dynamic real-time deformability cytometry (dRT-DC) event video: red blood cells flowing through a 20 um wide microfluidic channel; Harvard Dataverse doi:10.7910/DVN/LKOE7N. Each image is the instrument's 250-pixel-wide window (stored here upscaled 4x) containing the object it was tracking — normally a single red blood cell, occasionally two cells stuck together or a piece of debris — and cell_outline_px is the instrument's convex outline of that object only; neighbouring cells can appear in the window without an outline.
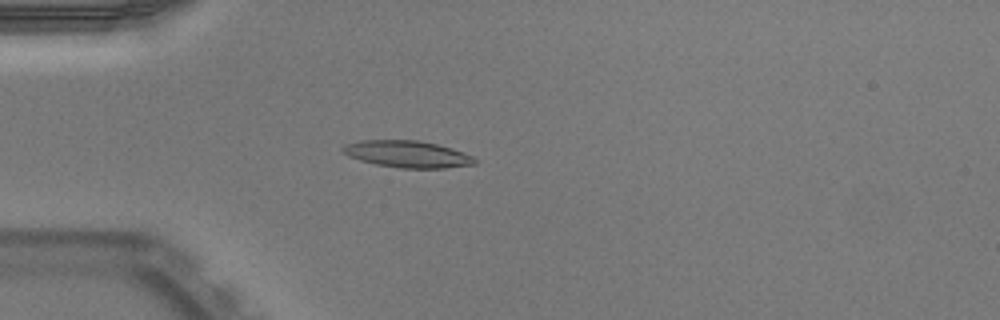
{"species": "Egyptian fruit bat (a non-hibernating species)", "species_latin": "Rousettus aegyptiacus", "temperature_condition": "warm", "stored_images_in_passage": 51, "camera_frame_rate_fps": 3000, "um_per_image_px": 0.085, "animal": {"sex": "male"}, "frame": {"image": 1, "passage_image": 14, "time_ms": 4.333, "image_size_px": [1000, 320], "cell_outline_px": [[476, 164], [444, 168], [400, 168], [376, 164], [360, 160], [348, 156], [340, 152], [340, 148], [344, 144], [360, 140], [416, 140], [436, 144], [452, 148], [472, 156], [476, 160]], "centroid_in_image_um": [34.57, 13.09], "position_along_channel_um": 50.4, "area_um2": 20.69}}
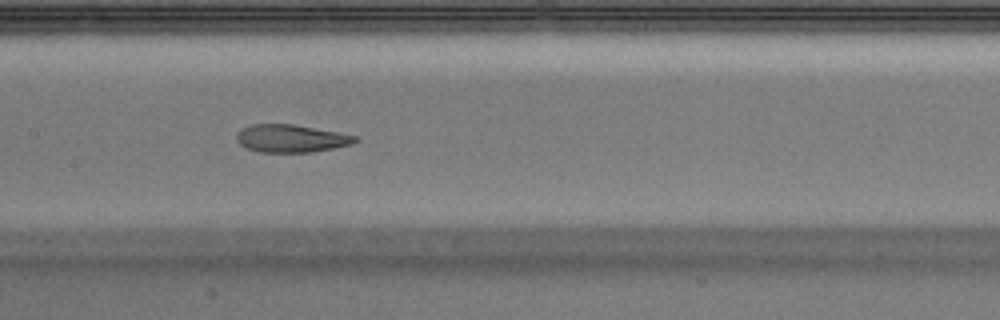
{"frame": {"image": 2, "passage_image": 25, "time_ms": 8.0, "image_size_px": [1000, 320], "cell_outline_px": [[356, 140], [352, 144], [312, 152], [260, 152], [248, 148], [240, 144], [236, 140], [236, 132], [240, 128], [252, 124], [292, 124], [336, 132], [356, 136]], "centroid_in_image_um": [24.67, 11.76], "position_along_channel_um": 182.7, "area_um2": 18.96}}
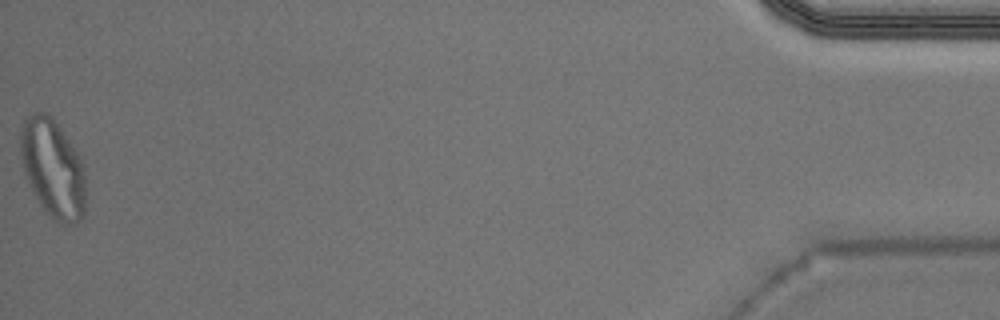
{"frame": {"image": 3, "passage_image": 51, "time_ms": 16.667, "image_size_px": [1000, 320], "cell_outline_px": [[84, 216], [76, 224], [56, 224], [52, 220], [40, 204], [24, 172], [20, 152], [20, 132], [24, 120], [28, 116], [36, 112], [44, 112], [52, 116], [80, 156], [84, 164]], "centroid_in_image_um": [4.5, 14.33], "position_along_channel_um": 430.7, "area_um2": 37.45}, "authors_computed_cell_mechanics": {"area_um2": 20.2878, "velocity_mm_per_s": 3.945, "shape_relaxation_time_tau1_ms": null, "shape_relaxation_time_tau2_ms": 1.5801, "deformation_change_tau1": null, "deformation_change_tau2": 0.0904}}